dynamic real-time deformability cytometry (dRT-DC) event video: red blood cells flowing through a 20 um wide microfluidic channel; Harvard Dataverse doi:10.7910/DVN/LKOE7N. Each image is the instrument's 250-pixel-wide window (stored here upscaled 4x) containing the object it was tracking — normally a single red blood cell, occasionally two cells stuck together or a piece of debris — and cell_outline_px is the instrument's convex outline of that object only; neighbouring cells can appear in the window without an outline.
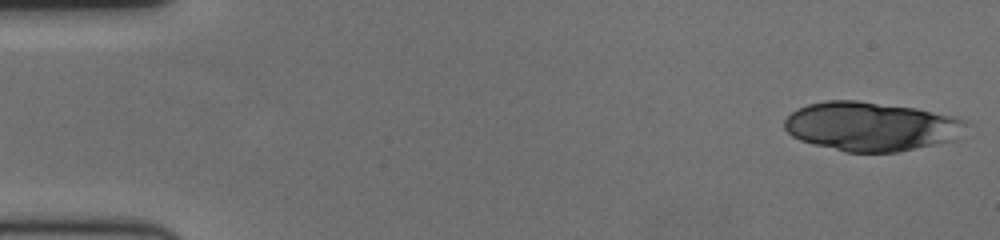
{"species": "human", "species_latin": "Homo sapiens", "temperature_condition": "cold", "stored_images_in_passage": 19, "camera_frame_rate_fps": 3000, "um_per_image_px": 0.085, "donor": {"sex": "female"}, "frame": {"image": 1, "passage_image": 1, "time_ms": 0.0, "image_size_px": [1000, 240], "cell_outline_px": [[968, 120], [952, 140], [896, 152], [844, 152], [812, 144], [800, 140], [792, 136], [784, 128], [784, 120], [792, 112], [808, 104], [824, 100], [856, 100], [916, 108], [952, 116]], "centroid_in_image_um": [73.95, 10.74], "position_along_channel_um": 11.0, "area_um2": 51.38}}